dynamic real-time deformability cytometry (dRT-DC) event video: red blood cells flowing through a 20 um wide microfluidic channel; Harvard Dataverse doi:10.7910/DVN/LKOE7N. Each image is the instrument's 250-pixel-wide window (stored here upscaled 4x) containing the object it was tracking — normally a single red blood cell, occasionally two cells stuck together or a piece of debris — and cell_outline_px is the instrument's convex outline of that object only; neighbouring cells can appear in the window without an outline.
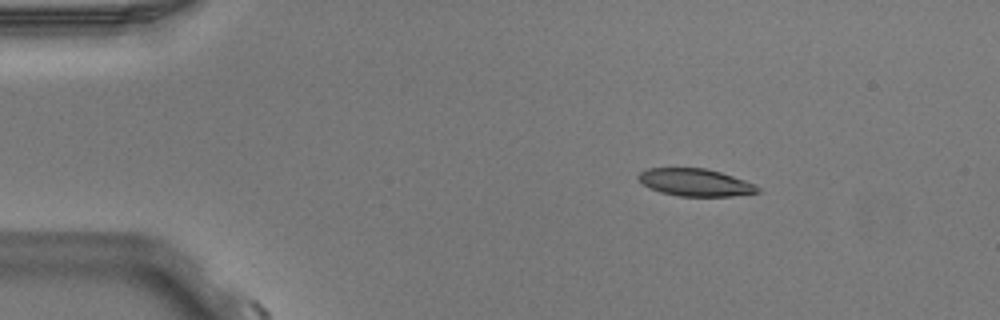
{"species": "Egyptian fruit bat (a non-hibernating species)", "species_latin": "Rousettus aegyptiacus", "temperature_condition": "warm", "stored_images_in_passage": 3, "camera_frame_rate_fps": 3000, "um_per_image_px": 0.085, "animal": {"sex": "male"}, "frame": {"image": 1, "passage_image": 1, "time_ms": 0.0, "image_size_px": [1000, 320], "cell_outline_px": [[760, 192], [732, 196], [680, 196], [660, 192], [648, 188], [640, 180], [640, 172], [648, 168], [704, 168], [720, 172], [756, 184], [760, 188]], "centroid_in_image_um": [59.13, 15.51], "position_along_channel_um": 25.9, "area_um2": 18.9}}